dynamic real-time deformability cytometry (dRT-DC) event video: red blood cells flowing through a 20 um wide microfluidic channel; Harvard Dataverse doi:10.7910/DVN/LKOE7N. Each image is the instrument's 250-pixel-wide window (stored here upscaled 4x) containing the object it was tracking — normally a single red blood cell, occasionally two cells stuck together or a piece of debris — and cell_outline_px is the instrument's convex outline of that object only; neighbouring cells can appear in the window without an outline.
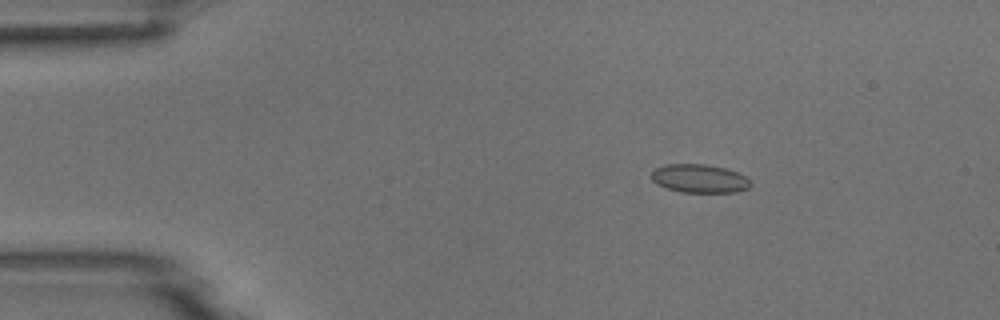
{"species": "common noctule bat (a hibernating species)", "species_latin": "Nyctalus noctula", "temperature_condition": "room temperature", "stored_images_in_passage": 5, "camera_frame_rate_fps": 3000, "um_per_image_px": 0.085, "animal": {"sex": "male", "body_mass_g": 18.8}, "frame": {"image": 1, "passage_image": 3, "time_ms": 2.333, "image_size_px": [1000, 320], "cell_outline_px": [[752, 184], [748, 188], [736, 192], [680, 192], [656, 184], [652, 180], [652, 172], [656, 168], [664, 164], [704, 164], [724, 168], [748, 176], [752, 180]], "centroid_in_image_um": [59.49, 15.17], "position_along_channel_um": 25.5, "area_um2": 16.53}}